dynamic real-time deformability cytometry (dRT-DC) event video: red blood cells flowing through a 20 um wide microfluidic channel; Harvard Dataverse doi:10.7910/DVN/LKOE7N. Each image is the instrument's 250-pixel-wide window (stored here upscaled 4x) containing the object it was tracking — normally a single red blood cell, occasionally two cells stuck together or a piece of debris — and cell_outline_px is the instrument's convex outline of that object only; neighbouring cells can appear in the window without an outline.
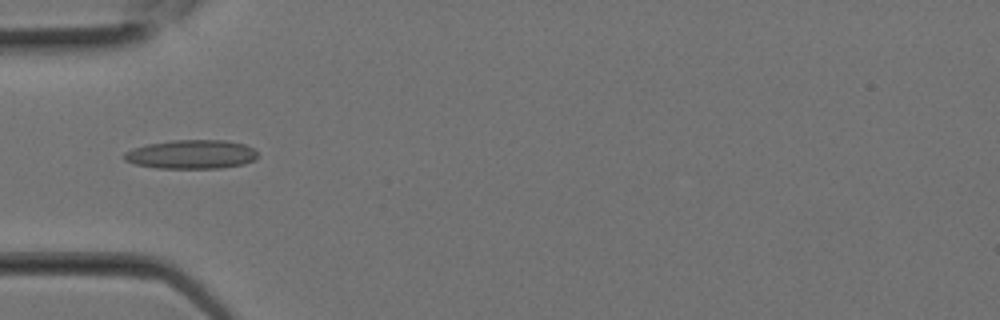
{"species": "Egyptian fruit bat (a non-hibernating species)", "species_latin": "Rousettus aegyptiacus", "temperature_condition": "room temperature", "stored_images_in_passage": 3, "camera_frame_rate_fps": 3000, "um_per_image_px": 0.085, "animal": {"sex": "female"}, "frame": {"image": 1, "passage_image": 2, "time_ms": 0.333, "image_size_px": [1000, 320], "cell_outline_px": [[256, 160], [244, 164], [220, 168], [156, 168], [136, 164], [124, 160], [124, 152], [132, 148], [148, 144], [172, 140], [228, 140], [244, 144], [252, 148], [256, 152]], "centroid_in_image_um": [16.27, 13.12], "position_along_channel_um": 68.7, "area_um2": 22.54}}